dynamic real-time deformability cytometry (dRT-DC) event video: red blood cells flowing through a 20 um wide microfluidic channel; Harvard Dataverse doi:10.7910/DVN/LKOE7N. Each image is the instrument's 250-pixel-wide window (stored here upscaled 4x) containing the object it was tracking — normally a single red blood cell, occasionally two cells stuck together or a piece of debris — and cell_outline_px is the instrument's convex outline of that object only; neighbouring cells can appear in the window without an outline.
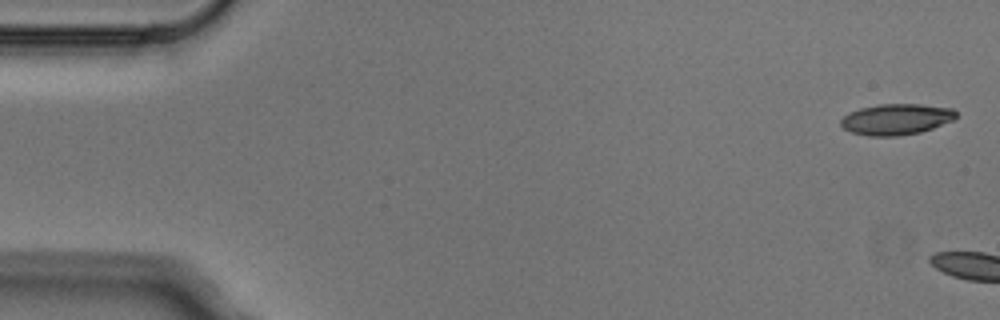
{"species": "Egyptian fruit bat (a non-hibernating species)", "species_latin": "Rousettus aegyptiacus", "temperature_condition": "cold", "stored_images_in_passage": 2, "camera_frame_rate_fps": 3000, "um_per_image_px": 0.085, "animal": {"sex": "male"}, "frame": {"image": 1, "passage_image": 1, "time_ms": 0.0, "image_size_px": [1000, 320], "cell_outline_px": [[956, 120], [920, 132], [900, 136], [868, 136], [852, 132], [844, 128], [840, 124], [840, 120], [848, 112], [860, 108], [880, 104], [920, 104], [952, 108], [956, 112]], "centroid_in_image_um": [76.19, 10.14], "position_along_channel_um": 8.8, "area_um2": 20.92}}